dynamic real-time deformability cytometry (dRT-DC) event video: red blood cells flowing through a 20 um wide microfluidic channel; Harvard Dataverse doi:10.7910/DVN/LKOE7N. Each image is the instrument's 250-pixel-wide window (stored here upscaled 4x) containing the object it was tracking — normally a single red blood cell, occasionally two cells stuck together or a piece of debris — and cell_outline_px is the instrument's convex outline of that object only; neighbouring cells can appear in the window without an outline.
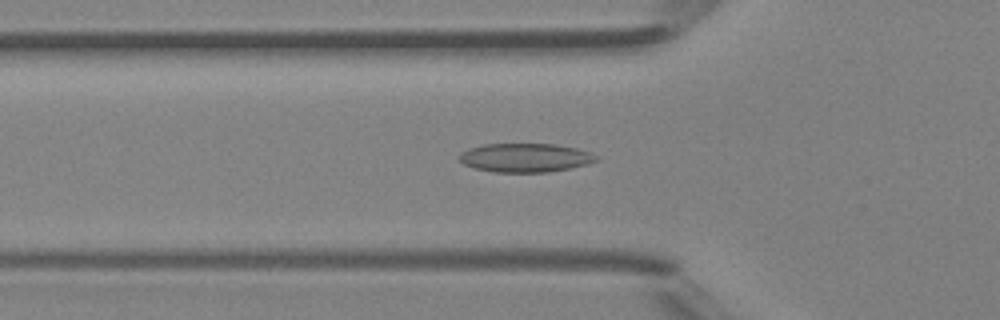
{"species": "Egyptian fruit bat (a non-hibernating species)", "species_latin": "Rousettus aegyptiacus", "temperature_condition": "room temperature", "stored_images_in_passage": 41, "camera_frame_rate_fps": 3000, "um_per_image_px": 0.085, "animal": {"sex": "female"}, "frame": {"image": 1, "passage_image": 11, "time_ms": 3.333, "image_size_px": [1000, 320], "cell_outline_px": [[600, 160], [588, 164], [548, 172], [492, 172], [476, 168], [464, 164], [460, 160], [460, 152], [484, 144], [556, 144], [576, 148], [592, 152], [600, 156]], "centroid_in_image_um": [44.72, 13.4], "position_along_channel_um": 81.1, "area_um2": 23.0}}
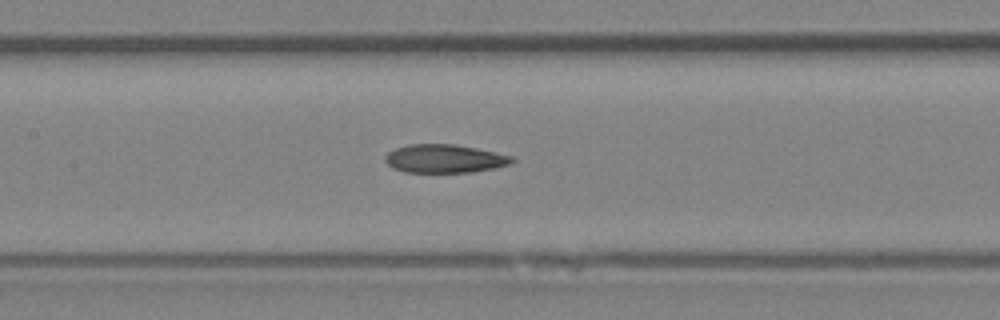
{"frame": {"image": 2, "passage_image": 17, "time_ms": 5.333, "image_size_px": [1000, 320], "cell_outline_px": [[516, 160], [508, 164], [492, 168], [472, 172], [404, 172], [392, 168], [384, 160], [384, 156], [388, 152], [396, 148], [408, 144], [452, 144], [476, 148], [512, 156]], "centroid_in_image_um": [37.74, 13.48], "position_along_channel_um": 169.7, "area_um2": 20.87}}
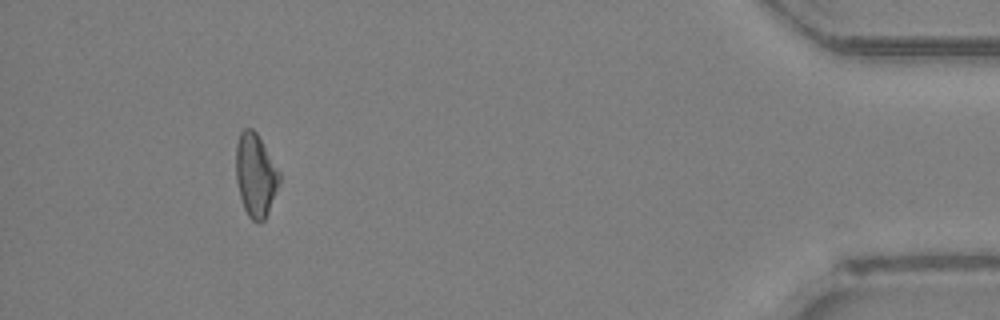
{"frame": {"image": 3, "passage_image": 38, "time_ms": 12.333, "image_size_px": [1000, 320], "cell_outline_px": [[280, 184], [268, 212], [264, 220], [260, 224], [256, 224], [248, 216], [244, 208], [240, 196], [236, 180], [236, 144], [240, 132], [244, 128], [252, 128], [256, 132], [280, 172]], "centroid_in_image_um": [21.72, 14.91], "position_along_channel_um": 413.5, "area_um2": 21.15}}